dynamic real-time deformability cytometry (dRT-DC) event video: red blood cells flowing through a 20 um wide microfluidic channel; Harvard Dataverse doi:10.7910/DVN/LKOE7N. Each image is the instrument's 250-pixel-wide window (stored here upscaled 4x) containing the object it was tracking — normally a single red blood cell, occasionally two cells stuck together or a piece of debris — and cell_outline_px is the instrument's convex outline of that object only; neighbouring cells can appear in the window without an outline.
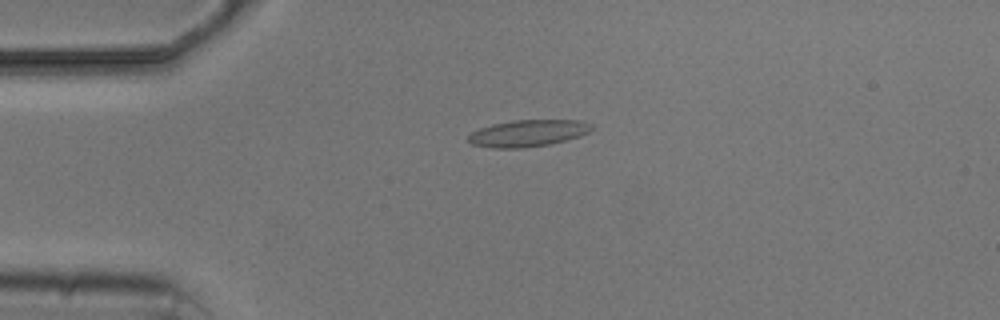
{"species": "common noctule bat (a hibernating species)", "species_latin": "Nyctalus noctula", "temperature_condition": "cold", "stored_images_in_passage": 2, "camera_frame_rate_fps": 3000, "um_per_image_px": 0.085, "animal": {"sex": "male", "body_mass_g": 20.5, "forearm_length_mm": 52.5}, "frame": {"image": 1, "passage_image": 2, "time_ms": 1.333, "image_size_px": [1000, 320], "cell_outline_px": [[592, 128], [588, 132], [580, 136], [548, 144], [520, 148], [492, 148], [472, 144], [468, 140], [468, 136], [472, 132], [480, 128], [492, 124], [512, 120], [580, 120], [592, 124]], "centroid_in_image_um": [44.86, 11.31], "position_along_channel_um": 40.1, "area_um2": 19.07}}